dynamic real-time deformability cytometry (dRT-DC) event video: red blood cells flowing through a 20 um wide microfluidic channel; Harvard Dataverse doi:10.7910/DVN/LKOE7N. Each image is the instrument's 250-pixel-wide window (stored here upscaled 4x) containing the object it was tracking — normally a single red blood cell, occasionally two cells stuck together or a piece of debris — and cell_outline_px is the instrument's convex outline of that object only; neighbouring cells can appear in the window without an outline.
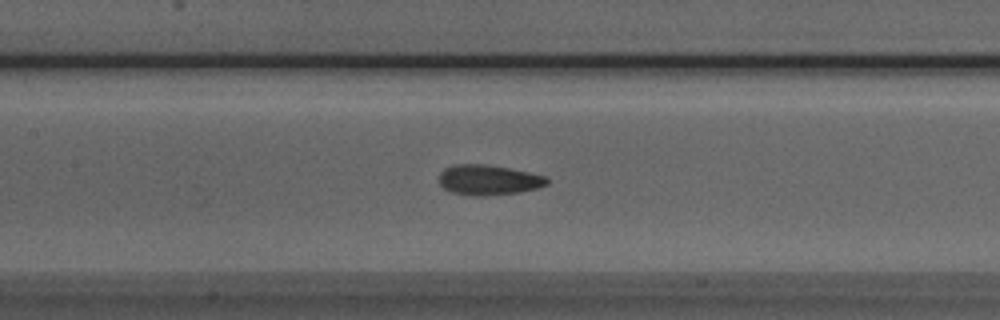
{"species": "Egyptian fruit bat (a non-hibernating species)", "species_latin": "Rousettus aegyptiacus", "temperature_condition": "room temperature", "stored_images_in_passage": 40, "camera_frame_rate_fps": 3000, "um_per_image_px": 0.085, "animal": {"sex": "male"}, "frame": {"image": 1, "passage_image": 22, "time_ms": 7.0, "image_size_px": [1000, 320], "cell_outline_px": [[548, 184], [536, 188], [520, 192], [484, 196], [472, 196], [452, 192], [444, 188], [440, 184], [440, 172], [444, 168], [456, 164], [488, 164], [528, 172], [544, 176], [548, 180]], "centroid_in_image_um": [41.5, 15.29], "position_along_channel_um": 165.9, "area_um2": 18.9}}
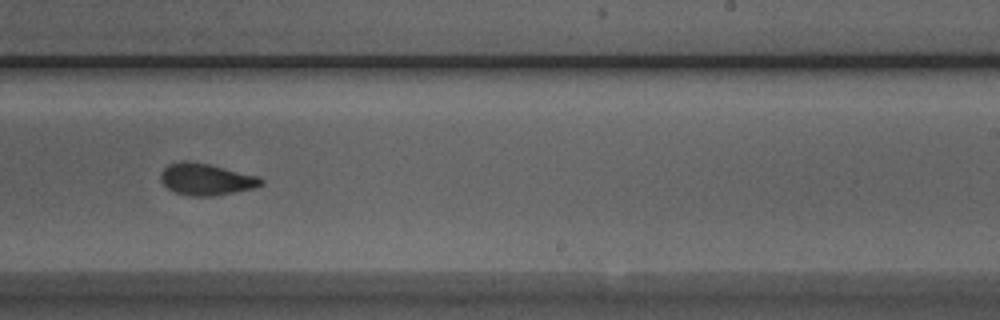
{"frame": {"image": 2, "passage_image": 30, "time_ms": 9.667, "image_size_px": [1000, 320], "cell_outline_px": [[264, 184], [256, 188], [212, 196], [192, 196], [172, 192], [160, 180], [160, 172], [168, 164], [180, 160], [188, 160], [208, 164], [260, 176], [264, 180]], "centroid_in_image_um": [17.52, 15.23], "position_along_channel_um": 271.5, "area_um2": 18.84}}
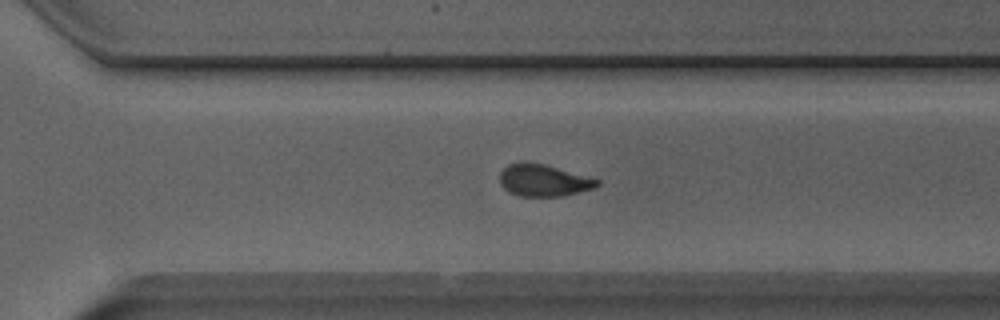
{"frame": {"image": 3, "passage_image": 34, "time_ms": 11.0, "image_size_px": [1000, 320], "cell_outline_px": [[600, 184], [596, 188], [564, 196], [520, 196], [504, 188], [500, 184], [500, 172], [508, 164], [520, 160], [524, 160], [544, 164], [600, 180]], "centroid_in_image_um": [46.2, 15.31], "position_along_channel_um": 324.4, "area_um2": 18.26}, "authors_computed_cell_mechanics": {"area_um2": 19.1318, "velocity_mm_per_s": 3.9739, "shape_relaxation_time_tau1_ms": 9.5213, "shape_relaxation_time_tau2_ms": 1.9123, "deformation_change_tau1": 0.2086, "deformation_change_tau2": 0.0891}}